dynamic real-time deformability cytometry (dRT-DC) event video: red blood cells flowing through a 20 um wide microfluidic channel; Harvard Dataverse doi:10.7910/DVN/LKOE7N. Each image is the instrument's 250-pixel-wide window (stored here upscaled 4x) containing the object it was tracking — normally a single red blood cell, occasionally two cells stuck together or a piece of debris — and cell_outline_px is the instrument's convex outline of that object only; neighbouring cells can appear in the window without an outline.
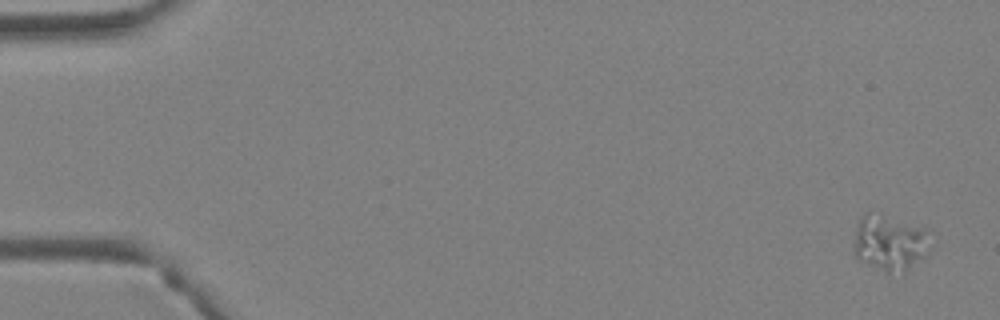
{"species": "Egyptian fruit bat (a non-hibernating species)", "species_latin": "Rousettus aegyptiacus", "temperature_condition": "warm", "stored_images_in_passage": 4, "camera_frame_rate_fps": 3000, "um_per_image_px": 0.085, "animal": {"sex": "female"}, "frame": {"image": 1, "passage_image": 1, "time_ms": 0.0, "image_size_px": [1000, 320], "cell_outline_px": [[928, 252], [924, 256], [904, 272], [888, 276], [860, 260], [856, 256], [856, 232], [860, 220], [864, 212], [868, 212], [916, 228], [924, 232]], "centroid_in_image_um": [75.55, 20.76], "position_along_channel_um": 9.5, "area_um2": 23.35}}
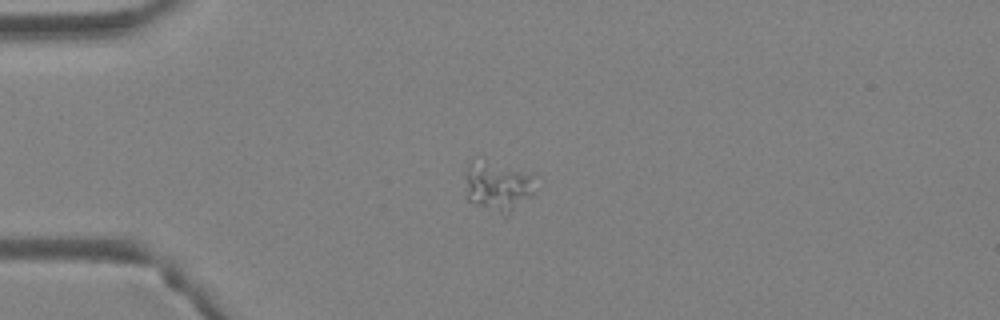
{"frame": {"image": 2, "passage_image": 3, "time_ms": 0.667, "image_size_px": [1000, 320], "cell_outline_px": [[532, 196], [504, 220], [468, 200], [468, 164], [516, 172], [528, 176], [532, 192]], "centroid_in_image_um": [42.31, 16.14], "position_along_channel_um": 42.7, "area_um2": 18.03}}
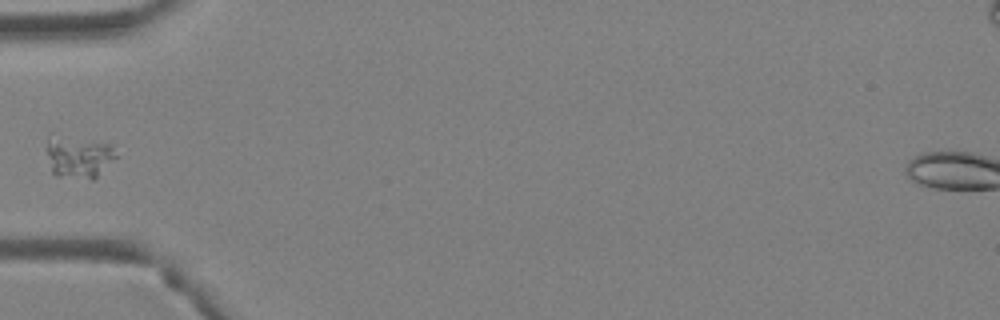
{"frame": {"image": 3, "passage_image": 4, "time_ms": 1.0, "image_size_px": [1000, 320], "cell_outline_px": [[120, 156], [92, 180], [56, 176], [52, 172], [44, 148], [48, 132], [112, 144]], "centroid_in_image_um": [6.65, 13.29], "position_along_channel_um": 78.4, "area_um2": 18.03}}